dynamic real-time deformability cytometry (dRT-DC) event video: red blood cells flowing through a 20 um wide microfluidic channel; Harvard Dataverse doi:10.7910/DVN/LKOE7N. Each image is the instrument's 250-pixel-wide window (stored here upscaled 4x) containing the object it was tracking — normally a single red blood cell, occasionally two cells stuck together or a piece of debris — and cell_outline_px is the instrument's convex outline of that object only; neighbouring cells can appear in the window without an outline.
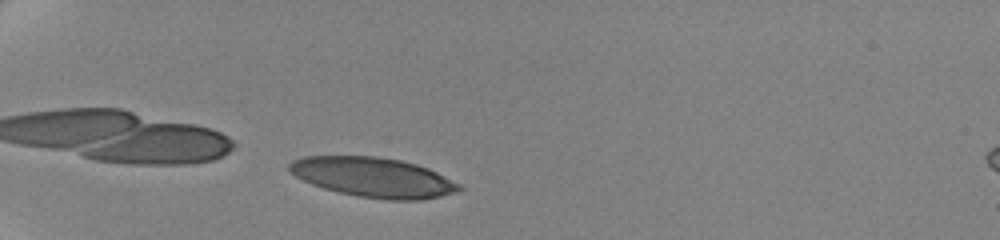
{"species": "human", "species_latin": "Homo sapiens", "temperature_condition": "cold", "stored_images_in_passage": 44, "camera_frame_rate_fps": 3000, "um_per_image_px": 0.085, "donor": {"sex": "female"}, "frame": {"image": 1, "passage_image": 4, "time_ms": 1.0, "image_size_px": [1000, 240], "cell_outline_px": [[464, 188], [460, 192], [420, 200], [388, 200], [356, 196], [324, 188], [312, 184], [288, 172], [288, 164], [292, 160], [304, 156], [376, 156], [400, 160], [416, 164], [428, 168], [460, 184]], "centroid_in_image_um": [31.73, 15.07], "position_along_channel_um": 53.3, "area_um2": 39.42}}
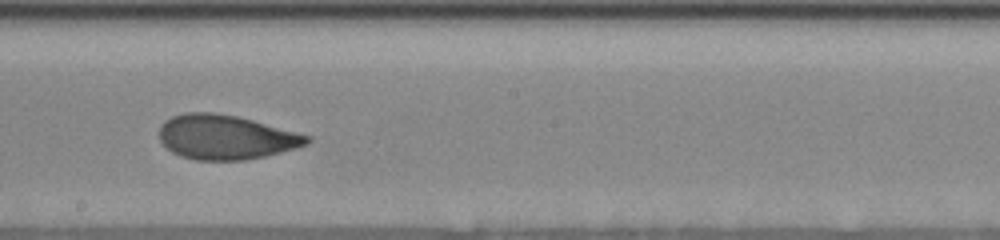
{"frame": {"image": 2, "passage_image": 22, "time_ms": 7.0, "image_size_px": [1000, 240], "cell_outline_px": [[312, 140], [308, 144], [296, 148], [264, 156], [244, 160], [192, 160], [180, 156], [172, 152], [160, 140], [160, 124], [164, 120], [172, 116], [184, 112], [212, 112], [236, 116], [252, 120], [312, 136]], "centroid_in_image_um": [19.18, 11.65], "position_along_channel_um": 229.0, "area_um2": 38.32}}
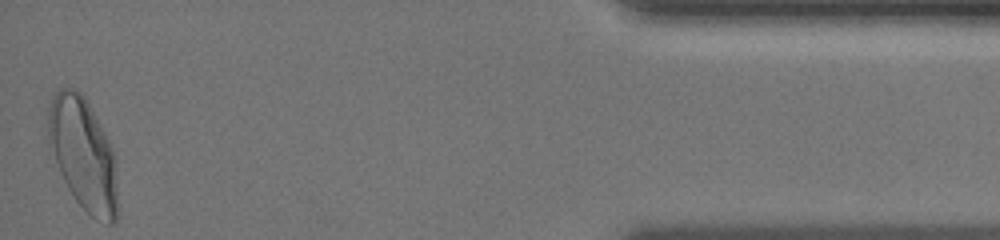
{"frame": {"image": 3, "passage_image": 44, "time_ms": 14.333, "image_size_px": [1000, 240], "cell_outline_px": [[116, 224], [108, 224], [96, 220], [76, 200], [68, 188], [60, 172], [48, 144], [48, 108], [52, 96], [60, 88], [76, 88], [88, 100], [112, 148], [116, 184]], "centroid_in_image_um": [7.04, 13.06], "position_along_channel_um": 428.2, "area_um2": 44.97}, "authors_computed_cell_mechanics": {"area_um2": 39.2173, "velocity_mm_per_s": 3.4878, "shape_relaxation_time_tau1_ms": 5.6875, "shape_relaxation_time_tau2_ms": 1.3077, "deformation_change_tau1": 0.1698, "deformation_change_tau2": 0.0661}}